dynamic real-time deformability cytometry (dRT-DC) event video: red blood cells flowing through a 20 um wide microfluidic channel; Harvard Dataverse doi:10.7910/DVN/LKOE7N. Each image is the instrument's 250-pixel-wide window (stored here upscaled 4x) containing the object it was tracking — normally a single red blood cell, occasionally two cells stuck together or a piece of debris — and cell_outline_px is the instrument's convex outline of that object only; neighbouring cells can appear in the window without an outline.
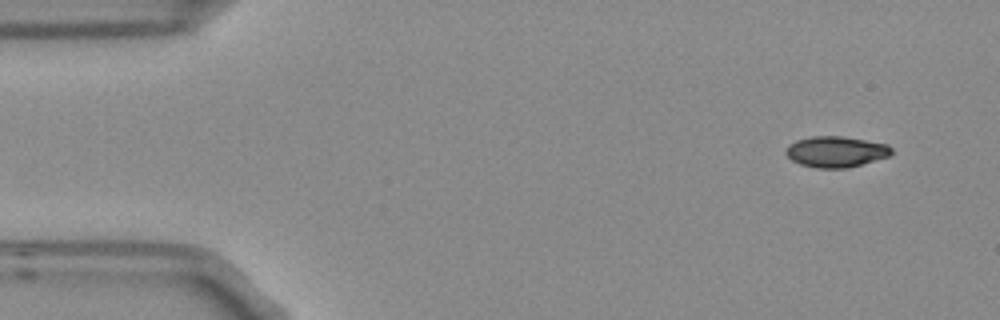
{"species": "Egyptian fruit bat (a non-hibernating species)", "species_latin": "Rousettus aegyptiacus", "temperature_condition": "room temperature", "stored_images_in_passage": 4, "camera_frame_rate_fps": 3000, "um_per_image_px": 0.085, "frame": {"image": 1, "passage_image": 1, "time_ms": 0.0, "image_size_px": [1000, 320], "cell_outline_px": [[892, 152], [888, 156], [848, 168], [816, 168], [800, 164], [792, 160], [784, 152], [788, 144], [796, 140], [812, 136], [844, 136], [888, 144], [892, 148]], "centroid_in_image_um": [71.03, 12.89], "position_along_channel_um": 14.0, "area_um2": 19.07}}
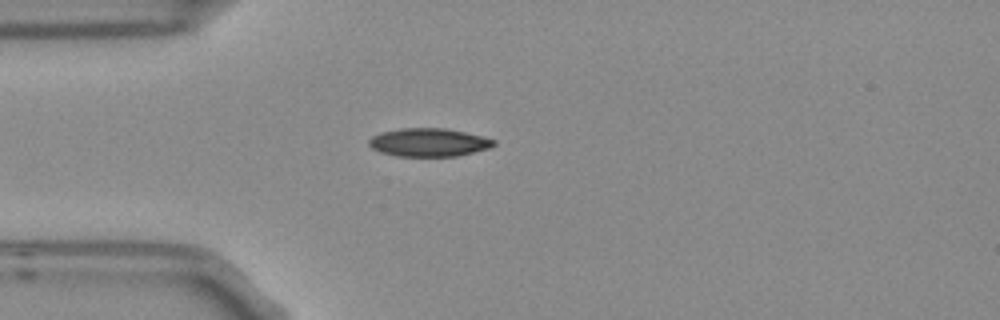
{"frame": {"image": 2, "passage_image": 4, "time_ms": 1.0, "image_size_px": [1000, 320], "cell_outline_px": [[496, 144], [488, 148], [456, 156], [396, 156], [380, 152], [372, 148], [368, 144], [368, 140], [372, 136], [380, 132], [400, 128], [444, 128], [464, 132], [496, 140]], "centroid_in_image_um": [36.39, 12.1], "position_along_channel_um": 48.6, "area_um2": 20.46}}